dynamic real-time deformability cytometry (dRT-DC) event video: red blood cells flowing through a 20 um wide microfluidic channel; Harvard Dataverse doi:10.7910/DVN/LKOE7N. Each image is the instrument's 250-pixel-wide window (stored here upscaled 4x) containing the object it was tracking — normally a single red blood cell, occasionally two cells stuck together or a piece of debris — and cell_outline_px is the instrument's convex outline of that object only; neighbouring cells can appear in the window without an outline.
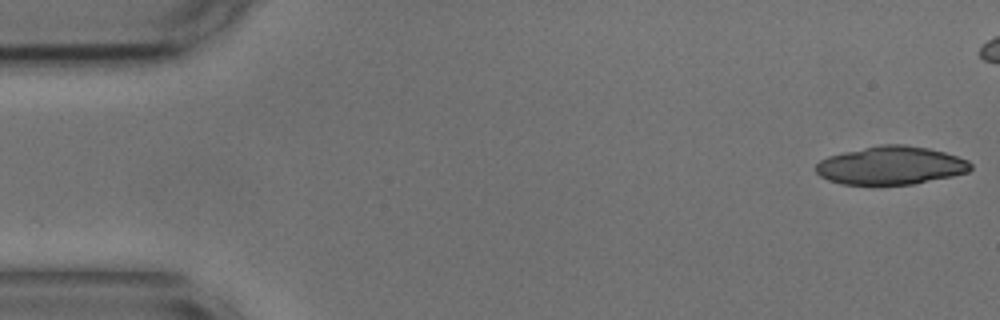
{"species": "common noctule bat (a hibernating species)", "species_latin": "Nyctalus noctula", "temperature_condition": "cold", "stored_images_in_passage": 46, "camera_frame_rate_fps": 3000, "um_per_image_px": 0.085, "animal": {"sex": "male", "body_mass_g": 17.9, "forearm_length_mm": 54.2}, "frame": {"image": 1, "passage_image": 1, "time_ms": 0.0, "image_size_px": [1000, 320], "cell_outline_px": [[972, 168], [968, 172], [952, 176], [912, 184], [840, 184], [828, 180], [820, 176], [816, 172], [816, 164], [820, 160], [828, 156], [844, 152], [880, 144], [904, 144], [928, 148], [944, 152], [968, 160], [972, 164]], "centroid_in_image_um": [75.72, 14.06], "position_along_channel_um": 9.3, "area_um2": 34.39}}